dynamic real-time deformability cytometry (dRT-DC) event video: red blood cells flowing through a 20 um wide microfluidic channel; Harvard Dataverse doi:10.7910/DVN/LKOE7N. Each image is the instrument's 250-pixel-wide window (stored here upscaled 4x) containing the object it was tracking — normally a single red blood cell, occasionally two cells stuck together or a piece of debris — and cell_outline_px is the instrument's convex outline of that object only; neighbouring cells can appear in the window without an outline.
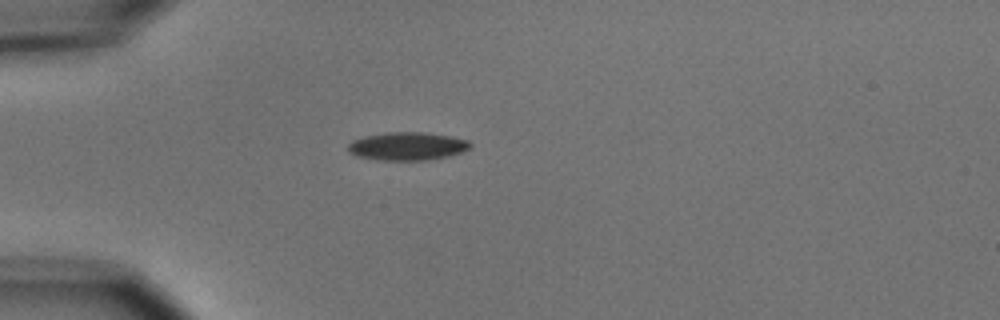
{"species": "common noctule bat (a hibernating species)", "species_latin": "Nyctalus noctula", "temperature_condition": "cold", "stored_images_in_passage": 2, "camera_frame_rate_fps": 3000, "um_per_image_px": 0.085, "animal": {"sex": "male", "body_mass_g": 15.6}, "frame": {"image": 1, "passage_image": 1, "time_ms": 0.0, "image_size_px": [1000, 320], "cell_outline_px": [[472, 144], [468, 148], [460, 152], [448, 156], [424, 160], [384, 160], [356, 156], [348, 152], [348, 144], [352, 140], [364, 136], [388, 132], [424, 132], [452, 136], [468, 140]], "centroid_in_image_um": [34.6, 12.41], "position_along_channel_um": 50.4, "area_um2": 19.94}}